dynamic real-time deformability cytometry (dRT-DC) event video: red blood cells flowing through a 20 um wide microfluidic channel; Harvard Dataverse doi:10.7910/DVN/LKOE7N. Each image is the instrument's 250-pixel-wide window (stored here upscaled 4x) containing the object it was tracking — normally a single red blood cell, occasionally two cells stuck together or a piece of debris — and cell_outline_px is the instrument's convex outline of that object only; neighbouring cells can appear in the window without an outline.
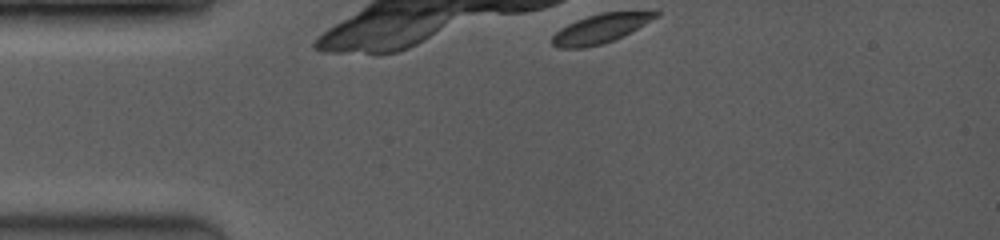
{"species": "common noctule bat (a hibernating species)", "species_latin": "Nyctalus noctula", "temperature_condition": "room temperature", "stored_images_in_passage": 3, "camera_frame_rate_fps": 3500, "um_per_image_px": 0.085, "animal": {"sex": "female", "body_mass_g": 19.0, "forearm_length_mm": 53.3}, "frame": {"image": 1, "passage_image": 1, "time_ms": 0.0, "image_size_px": [1000, 240], "cell_outline_px": [[660, 12], [656, 16], [636, 28], [612, 40], [600, 44], [580, 48], [560, 48], [552, 44], [552, 36], [556, 32], [568, 24], [576, 20], [600, 12]], "centroid_in_image_um": [50.93, 2.43], "position_along_channel_um": 34.1, "area_um2": 16.7}}